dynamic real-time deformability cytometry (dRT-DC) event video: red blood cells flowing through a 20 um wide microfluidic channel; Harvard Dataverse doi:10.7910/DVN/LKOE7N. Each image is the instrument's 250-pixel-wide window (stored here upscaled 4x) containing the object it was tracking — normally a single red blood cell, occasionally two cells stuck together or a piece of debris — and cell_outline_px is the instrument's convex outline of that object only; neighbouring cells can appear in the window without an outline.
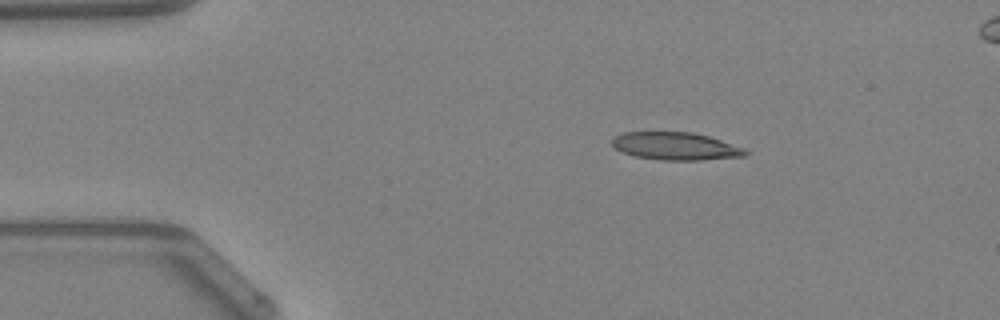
{"species": "Egyptian fruit bat (a non-hibernating species)", "species_latin": "Rousettus aegyptiacus", "temperature_condition": "warm", "stored_images_in_passage": 46, "camera_frame_rate_fps": 3000, "um_per_image_px": 0.085, "animal": {"sex": "female"}, "frame": {"image": 1, "passage_image": 7, "time_ms": 2.0, "image_size_px": [1000, 320], "cell_outline_px": [[748, 152], [744, 156], [700, 160], [660, 160], [636, 156], [624, 152], [616, 148], [612, 144], [612, 140], [616, 136], [624, 132], [692, 132], [708, 136], [748, 148]], "centroid_in_image_um": [57.49, 12.42], "position_along_channel_um": 27.5, "area_um2": 21.44}}
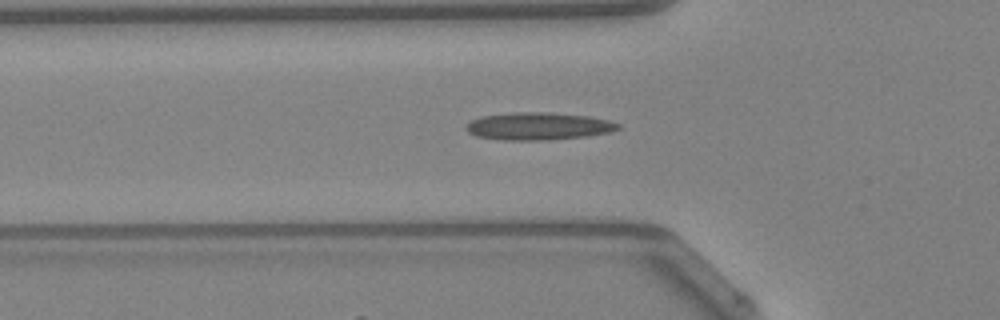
{"frame": {"image": 2, "passage_image": 15, "time_ms": 4.667, "image_size_px": [1000, 320], "cell_outline_px": [[620, 128], [612, 132], [588, 136], [548, 140], [504, 140], [476, 136], [468, 132], [464, 128], [472, 120], [480, 116], [516, 112], [552, 112], [588, 116], [608, 120], [620, 124]], "centroid_in_image_um": [45.78, 10.72], "position_along_channel_um": 80.0, "area_um2": 24.51}, "authors_computed_cell_mechanics": {"area_um2": 21.7617, "velocity_mm_per_s": 4.2938, "shape_relaxation_time_tau1_ms": null, "shape_relaxation_time_tau2_ms": 4.8145, "deformation_change_tau1": null, "deformation_change_tau2": 0.1837}}